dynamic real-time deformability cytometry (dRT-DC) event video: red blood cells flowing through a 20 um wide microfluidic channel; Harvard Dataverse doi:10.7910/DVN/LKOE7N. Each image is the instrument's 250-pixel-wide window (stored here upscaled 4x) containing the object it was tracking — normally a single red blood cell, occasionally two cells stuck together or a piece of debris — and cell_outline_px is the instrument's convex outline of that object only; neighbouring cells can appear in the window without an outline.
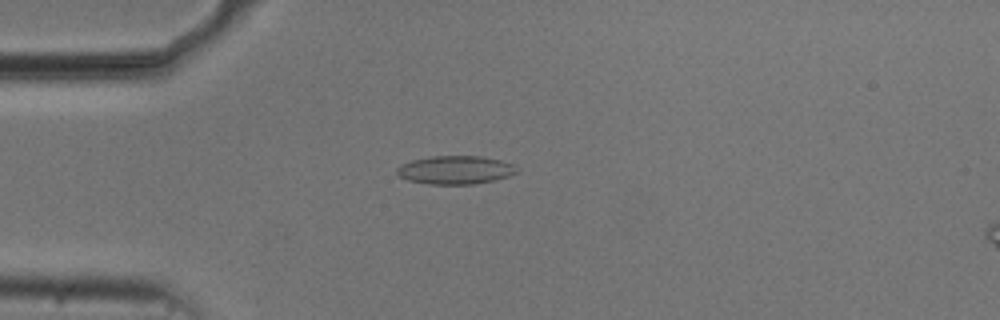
{"species": "common noctule bat (a hibernating species)", "species_latin": "Nyctalus noctula", "temperature_condition": "cold", "stored_images_in_passage": 54, "camera_frame_rate_fps": 3000, "um_per_image_px": 0.085, "animal": {"sex": "male", "body_mass_g": 20.5, "forearm_length_mm": 52.5}, "frame": {"image": 1, "passage_image": 14, "time_ms": 4.333, "image_size_px": [1000, 320], "cell_outline_px": [[520, 168], [516, 172], [508, 176], [492, 180], [472, 184], [428, 184], [408, 180], [400, 176], [396, 172], [396, 168], [400, 164], [412, 160], [432, 156], [480, 156], [500, 160], [512, 164]], "centroid_in_image_um": [38.68, 14.44], "position_along_channel_um": 46.3, "area_um2": 19.71}}
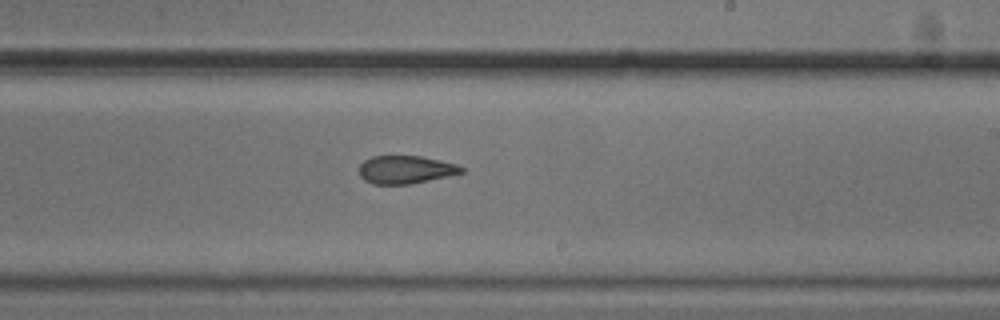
{"frame": {"image": 2, "passage_image": 32, "time_ms": 10.333, "image_size_px": [1000, 320], "cell_outline_px": [[464, 172], [448, 176], [408, 184], [372, 184], [364, 180], [360, 176], [360, 164], [364, 160], [372, 156], [420, 156], [440, 160], [456, 164], [464, 168]], "centroid_in_image_um": [34.46, 14.41], "position_along_channel_um": 254.5, "area_um2": 16.59}}
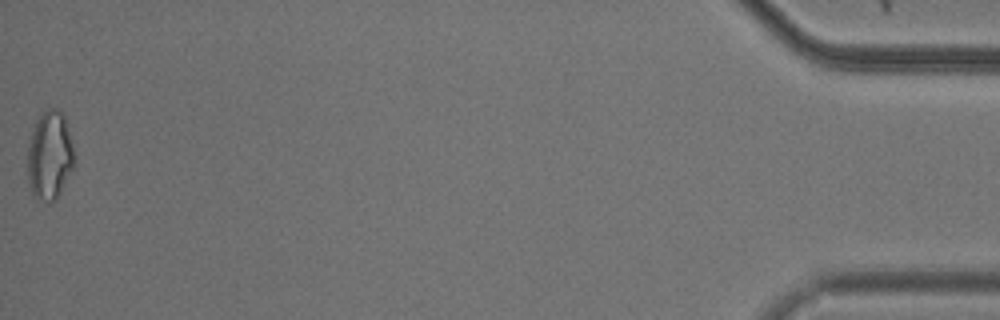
{"frame": {"image": 3, "passage_image": 54, "time_ms": 17.667, "image_size_px": [1000, 320], "cell_outline_px": [[76, 164], [56, 200], [48, 204], [36, 196], [32, 192], [28, 180], [28, 148], [32, 132], [36, 120], [48, 108], [56, 108], [64, 116], [72, 144], [76, 160]], "centroid_in_image_um": [4.25, 13.25], "position_along_channel_um": 430.9, "area_um2": 24.1}, "authors_computed_cell_mechanics": {"area_um2": 19.0451, "velocity_mm_per_s": 3.7189, "shape_relaxation_time_tau1_ms": null, "shape_relaxation_time_tau2_ms": 2.5802, "deformation_change_tau1": null, "deformation_change_tau2": 0.0884}}